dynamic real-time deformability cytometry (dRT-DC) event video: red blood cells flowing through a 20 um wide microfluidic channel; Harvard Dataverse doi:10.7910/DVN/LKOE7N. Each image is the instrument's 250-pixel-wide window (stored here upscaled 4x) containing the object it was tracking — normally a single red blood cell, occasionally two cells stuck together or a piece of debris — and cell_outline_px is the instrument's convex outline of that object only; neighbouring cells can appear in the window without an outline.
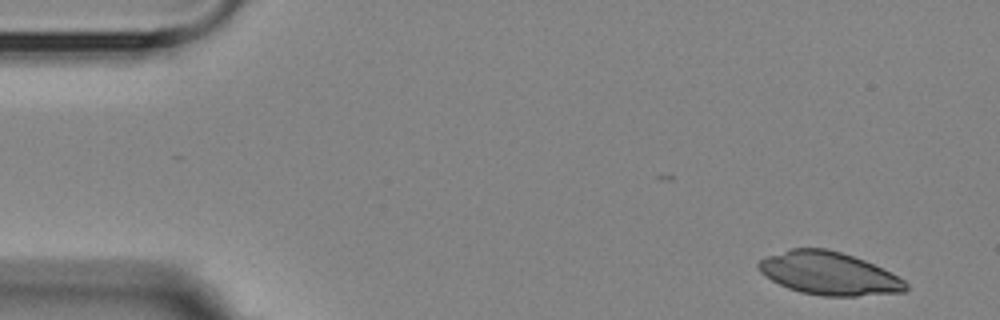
{"species": "Egyptian fruit bat (a non-hibernating species)", "species_latin": "Rousettus aegyptiacus", "temperature_condition": "room temperature", "stored_images_in_passage": 3, "camera_frame_rate_fps": 3000, "um_per_image_px": 0.085, "animal": {"sex": "female"}, "frame": {"image": 1, "passage_image": 1, "time_ms": 0.0, "image_size_px": [1000, 320], "cell_outline_px": [[908, 288], [904, 292], [856, 296], [820, 296], [800, 292], [788, 288], [764, 276], [756, 268], [756, 264], [760, 260], [768, 256], [792, 248], [824, 248], [840, 252], [864, 260], [904, 280], [908, 284]], "centroid_in_image_um": [70.42, 23.25], "position_along_channel_um": 14.6, "area_um2": 36.59}}